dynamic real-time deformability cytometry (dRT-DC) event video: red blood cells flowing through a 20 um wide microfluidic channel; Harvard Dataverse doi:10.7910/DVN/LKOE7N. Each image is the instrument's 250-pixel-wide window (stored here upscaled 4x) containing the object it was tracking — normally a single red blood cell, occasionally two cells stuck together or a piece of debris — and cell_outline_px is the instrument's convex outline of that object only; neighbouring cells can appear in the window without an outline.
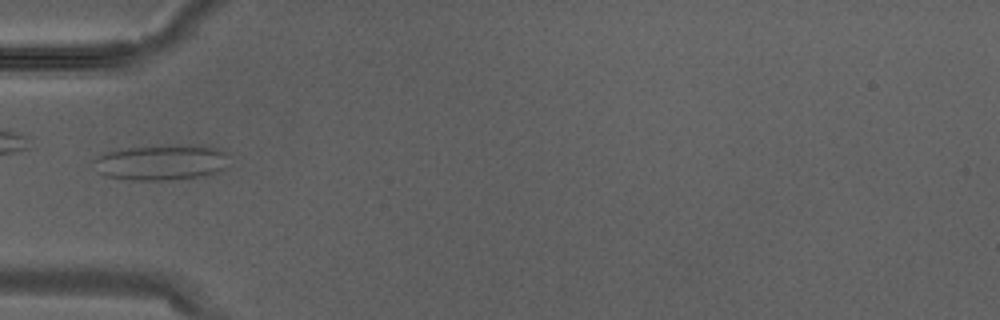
{"species": "Egyptian fruit bat (a non-hibernating species)", "species_latin": "Rousettus aegyptiacus", "temperature_condition": "warm", "stored_images_in_passage": 3, "camera_frame_rate_fps": 3000, "um_per_image_px": 0.085, "animal": {"sex": "male"}, "frame": {"image": 1, "passage_image": 3, "time_ms": 0.667, "image_size_px": [1000, 320], "cell_outline_px": [[228, 152], [220, 168], [216, 172], [200, 176], [164, 180], [132, 180], [108, 176], [96, 172], [92, 160], [108, 152], [132, 148], [176, 144], [208, 144], [220, 148]], "centroid_in_image_um": [13.71, 13.77], "position_along_channel_um": 71.3, "area_um2": 27.86}}